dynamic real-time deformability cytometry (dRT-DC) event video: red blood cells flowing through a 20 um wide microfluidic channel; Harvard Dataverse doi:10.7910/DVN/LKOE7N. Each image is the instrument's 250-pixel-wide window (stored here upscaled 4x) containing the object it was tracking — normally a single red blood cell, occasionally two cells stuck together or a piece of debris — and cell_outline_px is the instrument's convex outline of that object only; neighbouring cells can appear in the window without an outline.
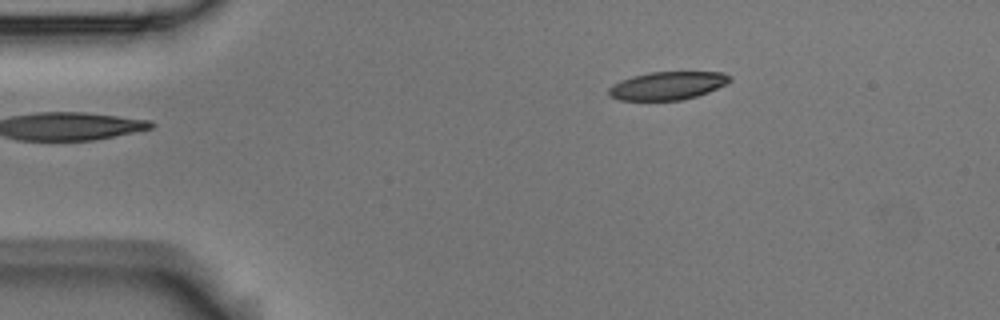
{"species": "Egyptian fruit bat (a non-hibernating species)", "species_latin": "Rousettus aegyptiacus", "temperature_condition": "room temperature", "stored_images_in_passage": 3, "camera_frame_rate_fps": 3000, "um_per_image_px": 0.085, "animal": {"sex": "male"}, "frame": {"image": 1, "passage_image": 3, "time_ms": 0.667, "image_size_px": [1000, 320], "cell_outline_px": [[732, 80], [728, 84], [708, 92], [696, 96], [680, 100], [620, 100], [608, 96], [608, 88], [612, 84], [632, 76], [648, 72], [724, 72], [732, 76]], "centroid_in_image_um": [56.76, 7.27], "position_along_channel_um": 28.2, "area_um2": 20.0}}